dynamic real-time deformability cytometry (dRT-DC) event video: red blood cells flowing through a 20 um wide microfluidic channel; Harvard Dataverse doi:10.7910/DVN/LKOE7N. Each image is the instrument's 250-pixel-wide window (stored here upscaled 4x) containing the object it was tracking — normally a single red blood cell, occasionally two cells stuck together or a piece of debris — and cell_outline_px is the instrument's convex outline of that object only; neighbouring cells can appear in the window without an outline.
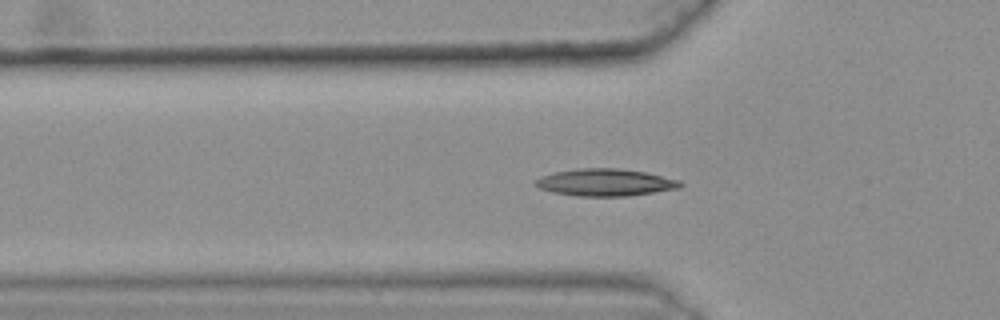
{"species": "common noctule bat (a hibernating species)", "species_latin": "Nyctalus noctula", "temperature_condition": "warm", "stored_images_in_passage": 46, "camera_frame_rate_fps": 3000, "um_per_image_px": 0.085, "animal": {"sex": "female", "body_mass_g": 25.1}, "frame": {"image": 1, "passage_image": 18, "time_ms": 5.667, "image_size_px": [1000, 320], "cell_outline_px": [[684, 184], [680, 188], [628, 196], [576, 196], [552, 192], [540, 188], [532, 184], [540, 176], [556, 172], [576, 168], [616, 168], [644, 172], [680, 180]], "centroid_in_image_um": [51.43, 15.51], "position_along_channel_um": 74.4, "area_um2": 22.95}}
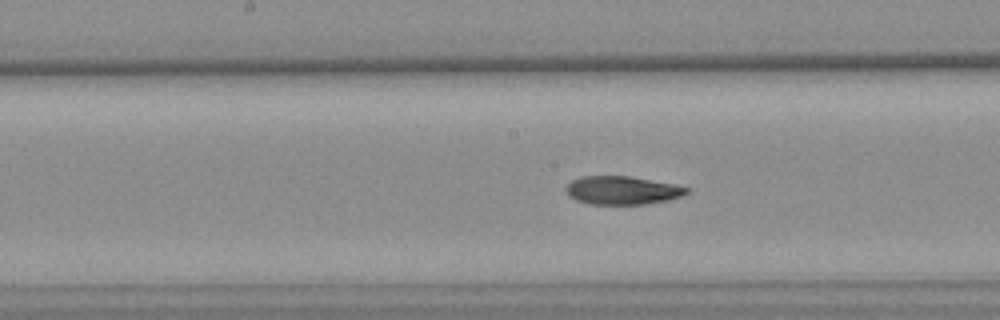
{"frame": {"image": 2, "passage_image": 28, "time_ms": 9.0, "image_size_px": [1000, 320], "cell_outline_px": [[688, 192], [684, 196], [668, 200], [644, 204], [588, 204], [576, 200], [568, 196], [564, 188], [572, 180], [580, 176], [628, 176], [672, 184], [688, 188]], "centroid_in_image_um": [52.84, 16.18], "position_along_channel_um": 195.4, "area_um2": 19.88}}
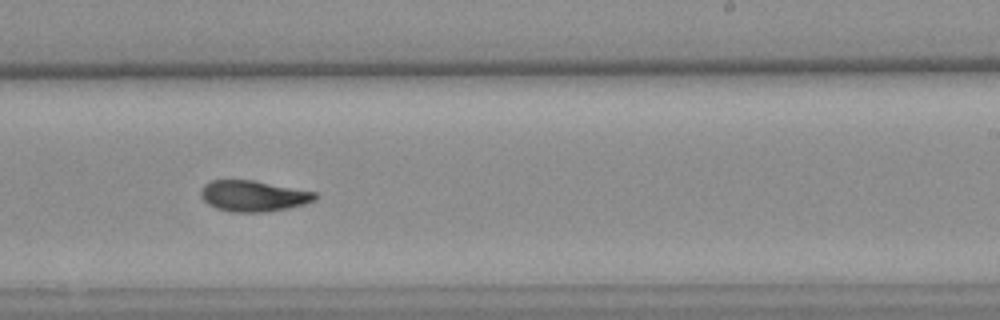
{"frame": {"image": 3, "passage_image": 34, "time_ms": 11.0, "image_size_px": [1000, 320], "cell_outline_px": [[316, 200], [304, 204], [288, 208], [264, 212], [232, 212], [216, 208], [208, 204], [200, 196], [200, 188], [204, 184], [212, 180], [252, 180], [316, 192]], "centroid_in_image_um": [21.5, 16.66], "position_along_channel_um": 267.5, "area_um2": 20.58}, "authors_computed_cell_mechanics": {"area_um2": 20.7213, "velocity_mm_per_s": 3.6208, "shape_relaxation_time_tau1_ms": 8.7001, "shape_relaxation_time_tau2_ms": 2.4978, "deformation_change_tau1": 0.2203, "deformation_change_tau2": 0.0802}}